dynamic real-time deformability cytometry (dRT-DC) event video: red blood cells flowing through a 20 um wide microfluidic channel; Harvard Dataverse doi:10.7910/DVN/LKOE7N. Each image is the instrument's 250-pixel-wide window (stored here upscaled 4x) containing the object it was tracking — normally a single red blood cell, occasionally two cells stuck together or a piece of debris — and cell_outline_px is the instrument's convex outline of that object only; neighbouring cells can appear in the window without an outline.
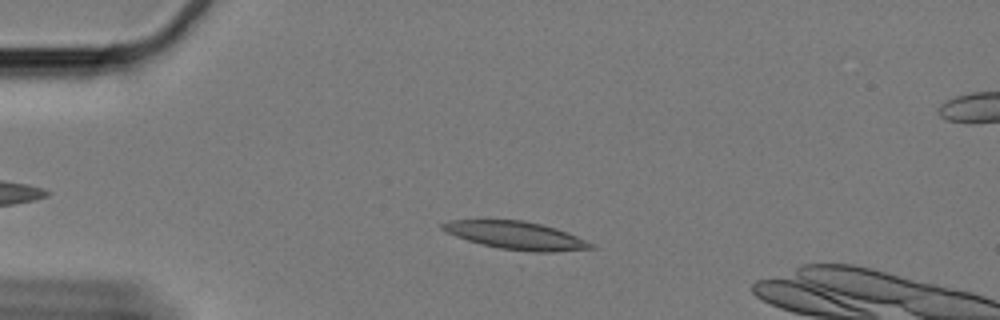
{"species": "Egyptian fruit bat (a non-hibernating species)", "species_latin": "Rousettus aegyptiacus", "temperature_condition": "cold", "stored_images_in_passage": 52, "camera_frame_rate_fps": 3000, "um_per_image_px": 0.085, "animal": {"sex": "female"}, "frame": {"image": 1, "passage_image": 13, "time_ms": 4.0, "image_size_px": [1000, 320], "cell_outline_px": [[596, 248], [552, 252], [532, 252], [500, 248], [480, 244], [456, 236], [440, 228], [440, 224], [448, 220], [520, 220], [540, 224], [556, 228], [596, 244]], "centroid_in_image_um": [43.88, 20.02], "position_along_channel_um": 41.1, "area_um2": 23.99}}
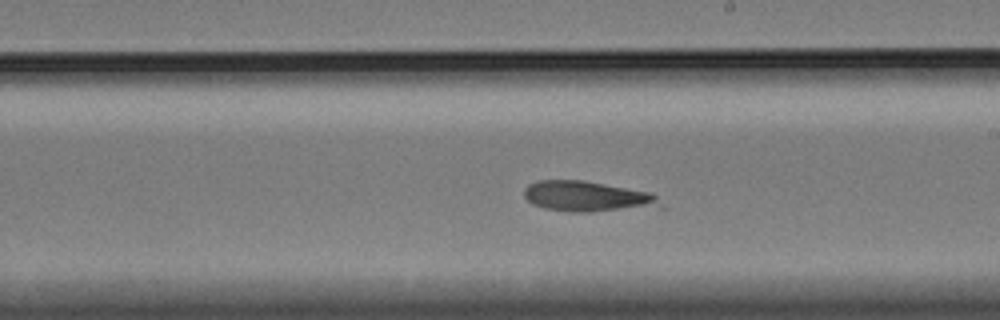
{"frame": {"image": 2, "passage_image": 34, "time_ms": 11.0, "image_size_px": [1000, 320], "cell_outline_px": [[664, 208], [592, 212], [572, 212], [544, 208], [532, 204], [524, 196], [524, 188], [528, 184], [540, 180], [580, 180], [652, 192], [664, 204]], "centroid_in_image_um": [50.01, 16.72], "position_along_channel_um": 239.0, "area_um2": 24.68}}
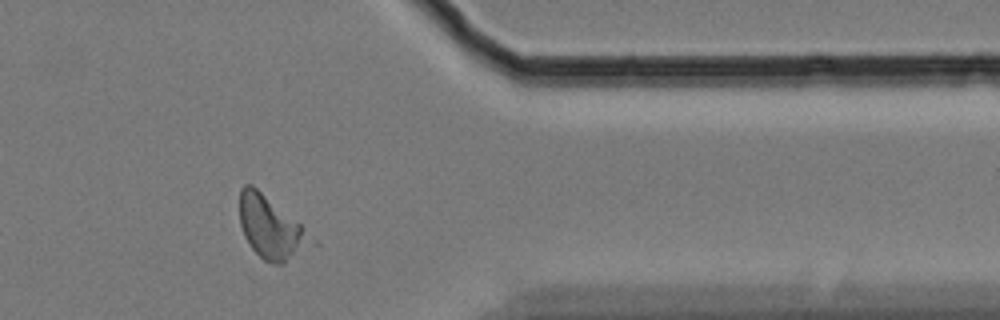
{"frame": {"image": 3, "passage_image": 49, "time_ms": 16.0, "image_size_px": [1000, 320], "cell_outline_px": [[308, 240], [284, 264], [272, 264], [264, 260], [248, 244], [244, 236], [240, 224], [240, 188], [244, 184], [252, 184], [300, 224]], "centroid_in_image_um": [22.85, 19.29], "position_along_channel_um": 388.6, "area_um2": 24.28}, "authors_computed_cell_mechanics": {"area_um2": 23.2934, "velocity_mm_per_s": 3.2695, "shape_relaxation_time_tau1_ms": null, "shape_relaxation_time_tau2_ms": 4.3055, "deformation_change_tau1": null, "deformation_change_tau2": 0.1137}}